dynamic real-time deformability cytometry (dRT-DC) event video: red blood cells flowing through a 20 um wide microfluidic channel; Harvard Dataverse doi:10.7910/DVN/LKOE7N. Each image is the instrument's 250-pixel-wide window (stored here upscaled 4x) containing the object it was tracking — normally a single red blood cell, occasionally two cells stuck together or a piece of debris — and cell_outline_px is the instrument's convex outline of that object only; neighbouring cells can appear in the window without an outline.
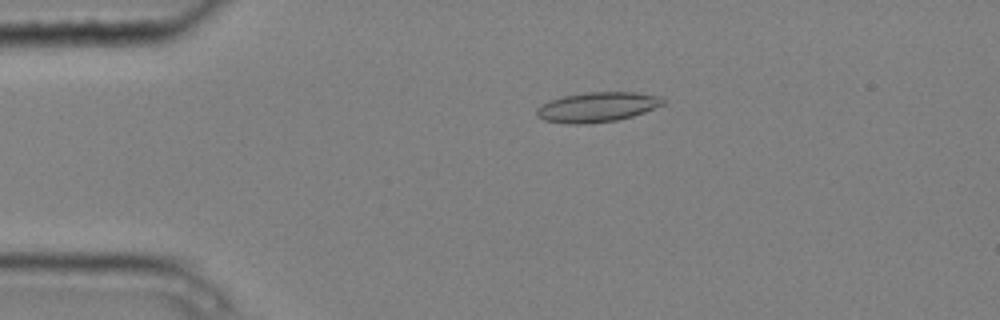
{"species": "common noctule bat (a hibernating species)", "species_latin": "Nyctalus noctula", "temperature_condition": "cold", "stored_images_in_passage": 5, "camera_frame_rate_fps": 3000, "um_per_image_px": 0.085, "animal": {"sex": "male", "body_mass_g": 20.4}, "frame": {"image": 1, "passage_image": 4, "time_ms": 1.0, "image_size_px": [1000, 320], "cell_outline_px": [[664, 104], [644, 112], [632, 116], [616, 120], [580, 124], [568, 124], [544, 120], [536, 116], [536, 108], [548, 100], [564, 96], [588, 92], [636, 92], [660, 96], [664, 100]], "centroid_in_image_um": [50.73, 9.09], "position_along_channel_um": 34.3, "area_um2": 21.91}}